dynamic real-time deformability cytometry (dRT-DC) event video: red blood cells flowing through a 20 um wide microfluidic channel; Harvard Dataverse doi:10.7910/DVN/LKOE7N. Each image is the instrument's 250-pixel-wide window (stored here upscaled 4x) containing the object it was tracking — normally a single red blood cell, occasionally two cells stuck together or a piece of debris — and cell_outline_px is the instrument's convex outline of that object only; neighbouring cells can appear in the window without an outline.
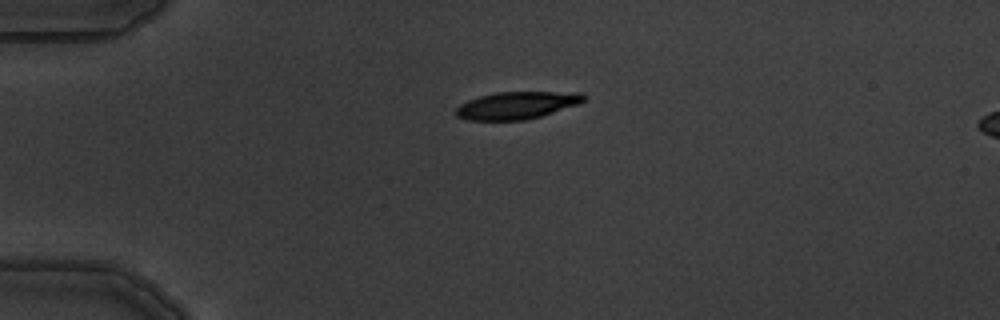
{"species": "common noctule bat (a hibernating species)", "species_latin": "Nyctalus noctula", "temperature_condition": "warm", "stored_images_in_passage": 3, "segment_of_instrument_passage": [1, 2], "camera_frame_rate_fps": 3000, "um_per_image_px": 0.085, "animal": {"sex": "male", "body_mass_g": 19.5, "forearm_length_mm": 54.6}, "frame": {"image": 1, "passage_image": 1, "time_ms": 0.0, "image_size_px": [1000, 320], "cell_outline_px": [[584, 100], [580, 104], [540, 116], [524, 120], [468, 120], [456, 116], [456, 108], [460, 104], [468, 100], [480, 96], [496, 92], [580, 92], [584, 96]], "centroid_in_image_um": [43.92, 8.95], "position_along_channel_um": 41.1, "area_um2": 20.29}}